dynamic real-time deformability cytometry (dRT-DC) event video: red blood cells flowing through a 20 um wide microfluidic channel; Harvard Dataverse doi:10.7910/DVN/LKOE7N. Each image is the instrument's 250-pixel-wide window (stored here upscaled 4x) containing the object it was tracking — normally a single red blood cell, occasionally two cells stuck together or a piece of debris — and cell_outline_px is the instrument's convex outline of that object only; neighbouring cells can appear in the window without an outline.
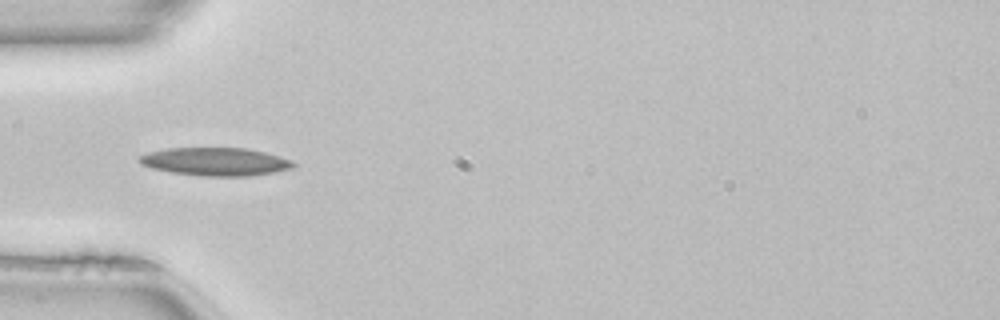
{"species": "common noctule bat (a hibernating species)", "species_latin": "Nyctalus noctula", "temperature_condition": "room temperature", "stored_images_in_passage": 49, "camera_frame_rate_fps": 3000, "um_per_image_px": 0.085, "animal": {"sex": "female", "body_mass_g": 22.7, "forearm_length_mm": 54.2}, "frame": {"image": 1, "passage_image": 15, "time_ms": 4.667, "image_size_px": [1000, 320], "cell_outline_px": [[296, 164], [292, 168], [272, 172], [248, 176], [200, 176], [172, 172], [152, 168], [140, 164], [136, 160], [140, 156], [148, 152], [168, 148], [244, 148], [264, 152], [280, 156], [292, 160]], "centroid_in_image_um": [18.29, 13.74], "position_along_channel_um": 66.7, "area_um2": 25.14}}